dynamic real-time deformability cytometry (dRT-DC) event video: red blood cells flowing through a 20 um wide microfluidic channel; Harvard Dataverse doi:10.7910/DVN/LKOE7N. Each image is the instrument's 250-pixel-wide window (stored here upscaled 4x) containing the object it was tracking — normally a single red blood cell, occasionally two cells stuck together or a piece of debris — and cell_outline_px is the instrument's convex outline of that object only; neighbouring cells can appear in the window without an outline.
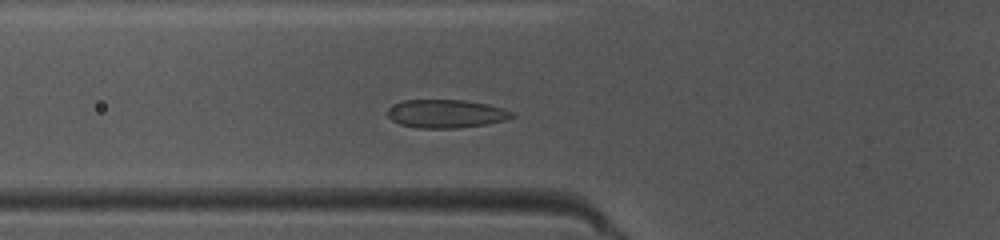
{"species": "common noctule bat (a hibernating species)", "species_latin": "Nyctalus noctula", "temperature_condition": "warm", "stored_images_in_passage": 43, "camera_frame_rate_fps": 3000, "um_per_image_px": 0.085, "animal": {"sex": "female", "body_mass_g": 10.0, "forearm_length_mm": 53.1}, "frame": {"image": 1, "passage_image": 10, "time_ms": 3.0, "image_size_px": [1000, 240], "cell_outline_px": [[516, 116], [508, 120], [484, 124], [456, 128], [416, 128], [400, 124], [392, 120], [388, 116], [388, 108], [400, 100], [464, 100], [488, 104], [504, 108], [512, 112]], "centroid_in_image_um": [37.92, 9.66], "position_along_channel_um": 87.9, "area_um2": 20.63}}
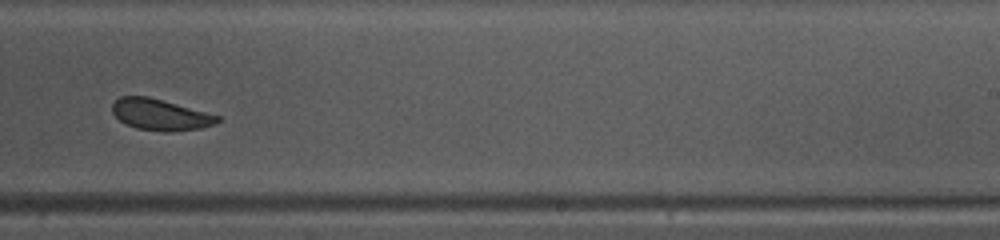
{"frame": {"image": 2, "passage_image": 24, "time_ms": 7.667, "image_size_px": [1000, 240], "cell_outline_px": [[220, 120], [216, 124], [200, 128], [172, 132], [164, 132], [136, 128], [120, 120], [112, 112], [112, 104], [120, 96], [148, 96], [220, 116]], "centroid_in_image_um": [13.63, 9.75], "position_along_channel_um": 275.4, "area_um2": 19.02}}
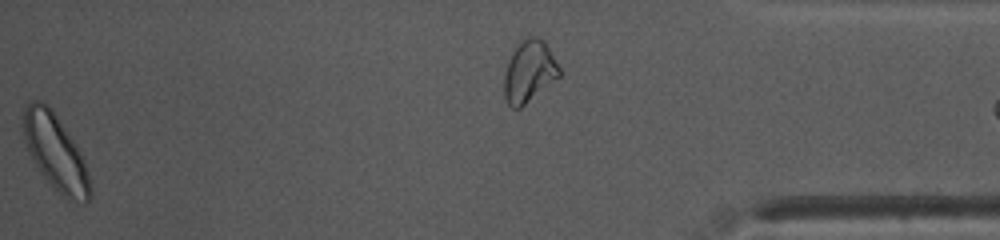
{"frame": {"image": 3, "passage_image": 42, "time_ms": 13.667, "image_size_px": [1000, 240], "cell_outline_px": [[92, 196], [84, 204], [68, 200], [40, 172], [28, 152], [24, 140], [20, 116], [24, 108], [32, 100], [40, 100], [48, 104], [52, 108], [76, 144], [84, 160], [92, 188]], "centroid_in_image_um": [4.7, 12.91], "position_along_channel_um": 430.5, "area_um2": 29.82}}